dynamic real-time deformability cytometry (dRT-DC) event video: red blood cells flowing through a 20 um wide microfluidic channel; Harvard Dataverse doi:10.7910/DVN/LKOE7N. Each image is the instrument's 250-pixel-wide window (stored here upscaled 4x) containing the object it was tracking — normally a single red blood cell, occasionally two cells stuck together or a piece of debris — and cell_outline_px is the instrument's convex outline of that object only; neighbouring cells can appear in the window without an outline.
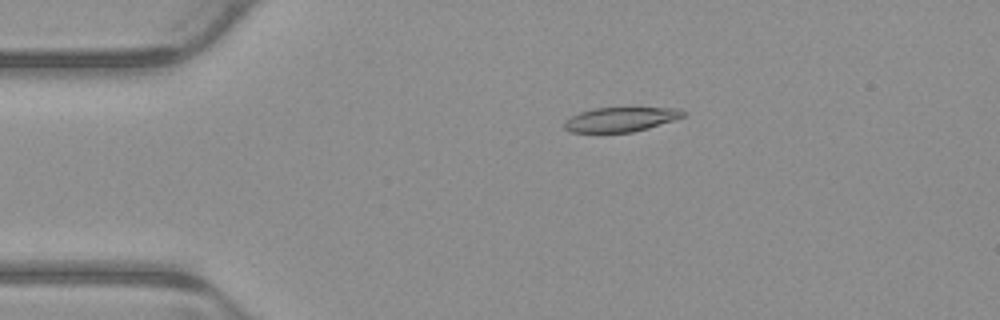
{"species": "common noctule bat (a hibernating species)", "species_latin": "Nyctalus noctula", "temperature_condition": "warm", "stored_images_in_passage": 4, "camera_frame_rate_fps": 3000, "um_per_image_px": 0.085, "animal": {"sex": "male", "body_mass_g": 23.1, "forearm_length_mm": 52.7}, "frame": {"image": 1, "passage_image": 3, "time_ms": 0.667, "image_size_px": [1000, 320], "cell_outline_px": [[684, 116], [676, 120], [648, 128], [632, 132], [572, 132], [564, 128], [564, 120], [580, 112], [596, 108], [680, 108], [684, 112]], "centroid_in_image_um": [52.77, 10.15], "position_along_channel_um": 32.2, "area_um2": 16.82}}